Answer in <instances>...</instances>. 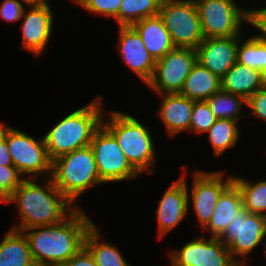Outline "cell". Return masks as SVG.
Listing matches in <instances>:
<instances>
[{"mask_svg": "<svg viewBox=\"0 0 266 266\" xmlns=\"http://www.w3.org/2000/svg\"><path fill=\"white\" fill-rule=\"evenodd\" d=\"M204 38L241 36L243 23L249 22V9L234 0H194Z\"/></svg>", "mask_w": 266, "mask_h": 266, "instance_id": "8", "label": "cell"}, {"mask_svg": "<svg viewBox=\"0 0 266 266\" xmlns=\"http://www.w3.org/2000/svg\"><path fill=\"white\" fill-rule=\"evenodd\" d=\"M196 62V49L175 47L156 61L152 79L146 85L158 94L180 93Z\"/></svg>", "mask_w": 266, "mask_h": 266, "instance_id": "11", "label": "cell"}, {"mask_svg": "<svg viewBox=\"0 0 266 266\" xmlns=\"http://www.w3.org/2000/svg\"><path fill=\"white\" fill-rule=\"evenodd\" d=\"M0 134L6 139L14 167L19 173L29 175V179H38L41 174L51 176V165L44 137L39 140L3 123H0Z\"/></svg>", "mask_w": 266, "mask_h": 266, "instance_id": "6", "label": "cell"}, {"mask_svg": "<svg viewBox=\"0 0 266 266\" xmlns=\"http://www.w3.org/2000/svg\"><path fill=\"white\" fill-rule=\"evenodd\" d=\"M217 118L210 110L206 101H194L191 113L190 132L206 134Z\"/></svg>", "mask_w": 266, "mask_h": 266, "instance_id": "30", "label": "cell"}, {"mask_svg": "<svg viewBox=\"0 0 266 266\" xmlns=\"http://www.w3.org/2000/svg\"><path fill=\"white\" fill-rule=\"evenodd\" d=\"M233 182L241 191L243 207L250 213L266 216V180L254 183L233 175Z\"/></svg>", "mask_w": 266, "mask_h": 266, "instance_id": "28", "label": "cell"}, {"mask_svg": "<svg viewBox=\"0 0 266 266\" xmlns=\"http://www.w3.org/2000/svg\"><path fill=\"white\" fill-rule=\"evenodd\" d=\"M261 84L262 88L266 89V68L261 71Z\"/></svg>", "mask_w": 266, "mask_h": 266, "instance_id": "38", "label": "cell"}, {"mask_svg": "<svg viewBox=\"0 0 266 266\" xmlns=\"http://www.w3.org/2000/svg\"><path fill=\"white\" fill-rule=\"evenodd\" d=\"M90 147L99 177L104 183L131 181L140 176L123 153L115 137L103 125L95 131Z\"/></svg>", "mask_w": 266, "mask_h": 266, "instance_id": "10", "label": "cell"}, {"mask_svg": "<svg viewBox=\"0 0 266 266\" xmlns=\"http://www.w3.org/2000/svg\"><path fill=\"white\" fill-rule=\"evenodd\" d=\"M239 41L237 62L250 68L262 71L266 68V42L255 35Z\"/></svg>", "mask_w": 266, "mask_h": 266, "instance_id": "29", "label": "cell"}, {"mask_svg": "<svg viewBox=\"0 0 266 266\" xmlns=\"http://www.w3.org/2000/svg\"><path fill=\"white\" fill-rule=\"evenodd\" d=\"M108 113V116L103 114L102 125L115 137L131 165L140 174L153 173L157 152L150 129L126 112L109 110Z\"/></svg>", "mask_w": 266, "mask_h": 266, "instance_id": "4", "label": "cell"}, {"mask_svg": "<svg viewBox=\"0 0 266 266\" xmlns=\"http://www.w3.org/2000/svg\"><path fill=\"white\" fill-rule=\"evenodd\" d=\"M265 236L266 216L250 213L242 207L218 238L228 247L240 266H248L246 256L260 243L264 244Z\"/></svg>", "mask_w": 266, "mask_h": 266, "instance_id": "9", "label": "cell"}, {"mask_svg": "<svg viewBox=\"0 0 266 266\" xmlns=\"http://www.w3.org/2000/svg\"><path fill=\"white\" fill-rule=\"evenodd\" d=\"M159 96H161L162 102L157 114L168 132V136L175 137L181 132H190L194 101L179 93L159 94Z\"/></svg>", "mask_w": 266, "mask_h": 266, "instance_id": "18", "label": "cell"}, {"mask_svg": "<svg viewBox=\"0 0 266 266\" xmlns=\"http://www.w3.org/2000/svg\"><path fill=\"white\" fill-rule=\"evenodd\" d=\"M158 15L175 47L196 49L204 40L194 0H162Z\"/></svg>", "mask_w": 266, "mask_h": 266, "instance_id": "7", "label": "cell"}, {"mask_svg": "<svg viewBox=\"0 0 266 266\" xmlns=\"http://www.w3.org/2000/svg\"><path fill=\"white\" fill-rule=\"evenodd\" d=\"M224 176L223 171L196 170L193 174L191 193H189L186 181L188 206H191L190 203L193 204L194 214L197 216L202 229L210 221L219 196L233 182V175L228 176L225 180Z\"/></svg>", "mask_w": 266, "mask_h": 266, "instance_id": "13", "label": "cell"}, {"mask_svg": "<svg viewBox=\"0 0 266 266\" xmlns=\"http://www.w3.org/2000/svg\"><path fill=\"white\" fill-rule=\"evenodd\" d=\"M43 180L41 186L36 178H25L4 201L16 203L19 209L20 223L11 226L12 229L23 232L31 227L57 224L78 207L58 190L50 177Z\"/></svg>", "mask_w": 266, "mask_h": 266, "instance_id": "2", "label": "cell"}, {"mask_svg": "<svg viewBox=\"0 0 266 266\" xmlns=\"http://www.w3.org/2000/svg\"><path fill=\"white\" fill-rule=\"evenodd\" d=\"M262 88L261 71L236 62L221 78V89L246 100Z\"/></svg>", "mask_w": 266, "mask_h": 266, "instance_id": "21", "label": "cell"}, {"mask_svg": "<svg viewBox=\"0 0 266 266\" xmlns=\"http://www.w3.org/2000/svg\"><path fill=\"white\" fill-rule=\"evenodd\" d=\"M28 3L24 0H3L0 5V18L7 22H17L22 19Z\"/></svg>", "mask_w": 266, "mask_h": 266, "instance_id": "33", "label": "cell"}, {"mask_svg": "<svg viewBox=\"0 0 266 266\" xmlns=\"http://www.w3.org/2000/svg\"><path fill=\"white\" fill-rule=\"evenodd\" d=\"M50 178L73 205L89 188L104 183L99 177L90 145L53 160Z\"/></svg>", "mask_w": 266, "mask_h": 266, "instance_id": "5", "label": "cell"}, {"mask_svg": "<svg viewBox=\"0 0 266 266\" xmlns=\"http://www.w3.org/2000/svg\"><path fill=\"white\" fill-rule=\"evenodd\" d=\"M73 2L89 13L102 14L101 16L115 19L122 0H73Z\"/></svg>", "mask_w": 266, "mask_h": 266, "instance_id": "32", "label": "cell"}, {"mask_svg": "<svg viewBox=\"0 0 266 266\" xmlns=\"http://www.w3.org/2000/svg\"><path fill=\"white\" fill-rule=\"evenodd\" d=\"M217 119H229L239 121L242 117L243 106L246 105V99L220 89L211 97L205 100ZM242 109V110H241Z\"/></svg>", "mask_w": 266, "mask_h": 266, "instance_id": "27", "label": "cell"}, {"mask_svg": "<svg viewBox=\"0 0 266 266\" xmlns=\"http://www.w3.org/2000/svg\"><path fill=\"white\" fill-rule=\"evenodd\" d=\"M100 237L94 223L84 240V247L93 256L97 266H131L115 245L102 241Z\"/></svg>", "mask_w": 266, "mask_h": 266, "instance_id": "24", "label": "cell"}, {"mask_svg": "<svg viewBox=\"0 0 266 266\" xmlns=\"http://www.w3.org/2000/svg\"><path fill=\"white\" fill-rule=\"evenodd\" d=\"M243 207V198L238 186L232 182L219 196L208 224L203 228L211 237L218 238Z\"/></svg>", "mask_w": 266, "mask_h": 266, "instance_id": "20", "label": "cell"}, {"mask_svg": "<svg viewBox=\"0 0 266 266\" xmlns=\"http://www.w3.org/2000/svg\"><path fill=\"white\" fill-rule=\"evenodd\" d=\"M171 266H240L219 239L196 237L169 254Z\"/></svg>", "mask_w": 266, "mask_h": 266, "instance_id": "12", "label": "cell"}, {"mask_svg": "<svg viewBox=\"0 0 266 266\" xmlns=\"http://www.w3.org/2000/svg\"><path fill=\"white\" fill-rule=\"evenodd\" d=\"M118 29V51L122 60L135 76L147 84L154 74L156 61L133 26H119Z\"/></svg>", "mask_w": 266, "mask_h": 266, "instance_id": "15", "label": "cell"}, {"mask_svg": "<svg viewBox=\"0 0 266 266\" xmlns=\"http://www.w3.org/2000/svg\"><path fill=\"white\" fill-rule=\"evenodd\" d=\"M240 36L204 38L196 48L197 62L220 79L237 62Z\"/></svg>", "mask_w": 266, "mask_h": 266, "instance_id": "17", "label": "cell"}, {"mask_svg": "<svg viewBox=\"0 0 266 266\" xmlns=\"http://www.w3.org/2000/svg\"><path fill=\"white\" fill-rule=\"evenodd\" d=\"M0 266H36L22 231L9 229L0 242Z\"/></svg>", "mask_w": 266, "mask_h": 266, "instance_id": "23", "label": "cell"}, {"mask_svg": "<svg viewBox=\"0 0 266 266\" xmlns=\"http://www.w3.org/2000/svg\"><path fill=\"white\" fill-rule=\"evenodd\" d=\"M21 176L14 166L0 165V203H4L25 179Z\"/></svg>", "mask_w": 266, "mask_h": 266, "instance_id": "31", "label": "cell"}, {"mask_svg": "<svg viewBox=\"0 0 266 266\" xmlns=\"http://www.w3.org/2000/svg\"><path fill=\"white\" fill-rule=\"evenodd\" d=\"M52 11L49 2H46L28 4L23 13V22L20 25L22 47L34 56L41 55L50 42L55 18Z\"/></svg>", "mask_w": 266, "mask_h": 266, "instance_id": "14", "label": "cell"}, {"mask_svg": "<svg viewBox=\"0 0 266 266\" xmlns=\"http://www.w3.org/2000/svg\"><path fill=\"white\" fill-rule=\"evenodd\" d=\"M246 107L250 108L252 116L266 122V89L257 90L246 100Z\"/></svg>", "mask_w": 266, "mask_h": 266, "instance_id": "34", "label": "cell"}, {"mask_svg": "<svg viewBox=\"0 0 266 266\" xmlns=\"http://www.w3.org/2000/svg\"><path fill=\"white\" fill-rule=\"evenodd\" d=\"M162 0H122L115 20L118 26H132L141 19L157 16Z\"/></svg>", "mask_w": 266, "mask_h": 266, "instance_id": "26", "label": "cell"}, {"mask_svg": "<svg viewBox=\"0 0 266 266\" xmlns=\"http://www.w3.org/2000/svg\"><path fill=\"white\" fill-rule=\"evenodd\" d=\"M28 4H42L48 2L47 0H24Z\"/></svg>", "mask_w": 266, "mask_h": 266, "instance_id": "39", "label": "cell"}, {"mask_svg": "<svg viewBox=\"0 0 266 266\" xmlns=\"http://www.w3.org/2000/svg\"><path fill=\"white\" fill-rule=\"evenodd\" d=\"M0 165L14 166L11 155L8 150L6 139L0 134Z\"/></svg>", "mask_w": 266, "mask_h": 266, "instance_id": "37", "label": "cell"}, {"mask_svg": "<svg viewBox=\"0 0 266 266\" xmlns=\"http://www.w3.org/2000/svg\"><path fill=\"white\" fill-rule=\"evenodd\" d=\"M94 224L80 207L63 221L23 231L36 266H62L83 247L86 233Z\"/></svg>", "mask_w": 266, "mask_h": 266, "instance_id": "1", "label": "cell"}, {"mask_svg": "<svg viewBox=\"0 0 266 266\" xmlns=\"http://www.w3.org/2000/svg\"><path fill=\"white\" fill-rule=\"evenodd\" d=\"M103 97L69 113L43 137L51 161L76 149L89 146L95 131L102 125ZM102 101V102H101Z\"/></svg>", "mask_w": 266, "mask_h": 266, "instance_id": "3", "label": "cell"}, {"mask_svg": "<svg viewBox=\"0 0 266 266\" xmlns=\"http://www.w3.org/2000/svg\"><path fill=\"white\" fill-rule=\"evenodd\" d=\"M132 26L141 36L146 49L155 61L175 48L170 33L159 15L141 19Z\"/></svg>", "mask_w": 266, "mask_h": 266, "instance_id": "19", "label": "cell"}, {"mask_svg": "<svg viewBox=\"0 0 266 266\" xmlns=\"http://www.w3.org/2000/svg\"><path fill=\"white\" fill-rule=\"evenodd\" d=\"M186 178L184 172L179 179L170 184L158 202L155 215L159 226L158 237L160 238L177 227L187 214L189 215Z\"/></svg>", "mask_w": 266, "mask_h": 266, "instance_id": "16", "label": "cell"}, {"mask_svg": "<svg viewBox=\"0 0 266 266\" xmlns=\"http://www.w3.org/2000/svg\"><path fill=\"white\" fill-rule=\"evenodd\" d=\"M220 89L221 79L196 62L179 94L193 101H205Z\"/></svg>", "mask_w": 266, "mask_h": 266, "instance_id": "22", "label": "cell"}, {"mask_svg": "<svg viewBox=\"0 0 266 266\" xmlns=\"http://www.w3.org/2000/svg\"><path fill=\"white\" fill-rule=\"evenodd\" d=\"M62 266H97L93 256L83 247L76 255L72 256Z\"/></svg>", "mask_w": 266, "mask_h": 266, "instance_id": "36", "label": "cell"}, {"mask_svg": "<svg viewBox=\"0 0 266 266\" xmlns=\"http://www.w3.org/2000/svg\"><path fill=\"white\" fill-rule=\"evenodd\" d=\"M249 24L260 31L259 35H255L258 39L266 42V8H255L249 10Z\"/></svg>", "mask_w": 266, "mask_h": 266, "instance_id": "35", "label": "cell"}, {"mask_svg": "<svg viewBox=\"0 0 266 266\" xmlns=\"http://www.w3.org/2000/svg\"><path fill=\"white\" fill-rule=\"evenodd\" d=\"M263 246H264V248H265V249H264V252H263V255H264V257L266 258V238H265V242H264V245H263Z\"/></svg>", "mask_w": 266, "mask_h": 266, "instance_id": "40", "label": "cell"}, {"mask_svg": "<svg viewBox=\"0 0 266 266\" xmlns=\"http://www.w3.org/2000/svg\"><path fill=\"white\" fill-rule=\"evenodd\" d=\"M239 131L238 121L229 119L216 120L206 132L215 157L221 156L225 151L236 146L240 137Z\"/></svg>", "mask_w": 266, "mask_h": 266, "instance_id": "25", "label": "cell"}]
</instances>
